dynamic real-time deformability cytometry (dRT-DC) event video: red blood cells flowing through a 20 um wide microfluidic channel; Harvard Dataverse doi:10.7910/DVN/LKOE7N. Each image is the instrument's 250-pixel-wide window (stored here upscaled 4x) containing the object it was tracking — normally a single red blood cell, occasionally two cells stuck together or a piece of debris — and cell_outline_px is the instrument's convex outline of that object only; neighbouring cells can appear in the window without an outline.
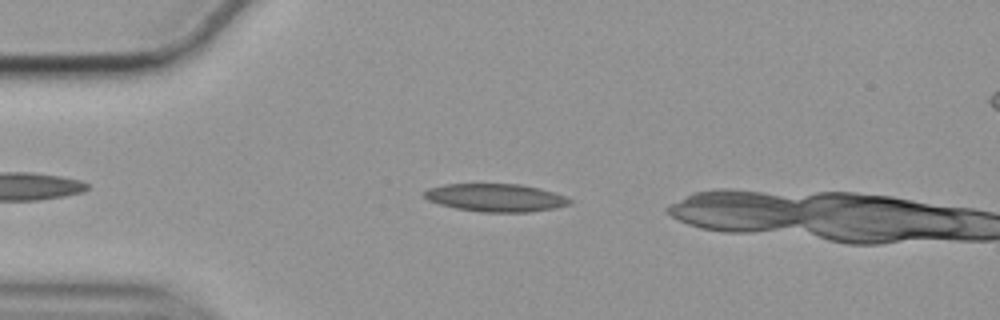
{"species": "common noctule bat (a hibernating species)", "species_latin": "Nyctalus noctula", "temperature_condition": "cold", "stored_images_in_passage": 8, "camera_frame_rate_fps": 3000, "um_per_image_px": 0.085, "animal": {"sex": "female", "body_mass_g": 19.9}, "frame": {"image": 1, "passage_image": 6, "time_ms": 1.667, "image_size_px": [1000, 320], "cell_outline_px": [[572, 204], [556, 208], [532, 212], [480, 212], [456, 208], [440, 204], [428, 200], [424, 196], [424, 192], [428, 188], [444, 184], [520, 184], [540, 188], [564, 196], [572, 200]], "centroid_in_image_um": [42.15, 16.81], "position_along_channel_um": 42.8, "area_um2": 23.7}}